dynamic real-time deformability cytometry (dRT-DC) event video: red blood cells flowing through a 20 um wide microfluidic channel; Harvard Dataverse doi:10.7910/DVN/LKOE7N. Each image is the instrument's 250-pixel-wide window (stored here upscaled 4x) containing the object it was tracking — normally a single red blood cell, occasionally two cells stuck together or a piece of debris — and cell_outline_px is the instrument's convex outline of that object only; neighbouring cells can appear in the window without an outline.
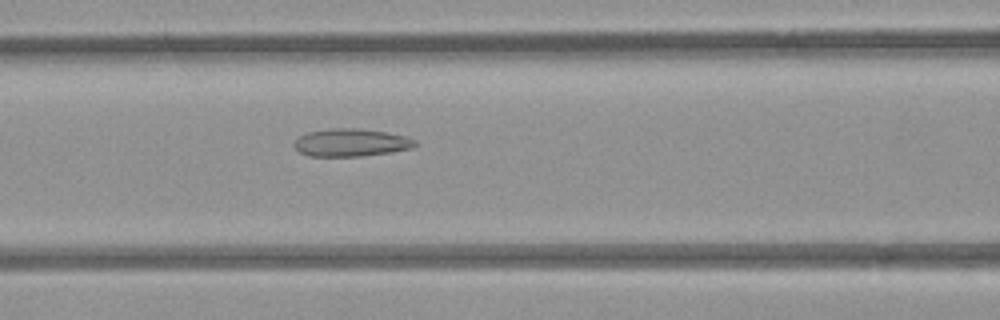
{"species": "common noctule bat (a hibernating species)", "species_latin": "Nyctalus noctula", "temperature_condition": "room temperature", "stored_images_in_passage": 41, "camera_frame_rate_fps": 3000, "um_per_image_px": 0.085, "animal": {"sex": "female", "body_mass_g": 21.9}, "frame": {"image": 1, "passage_image": 11, "time_ms": 3.333, "image_size_px": [1000, 320], "cell_outline_px": [[420, 144], [412, 148], [392, 152], [360, 156], [308, 156], [300, 152], [292, 144], [300, 136], [308, 132], [332, 128], [356, 128], [384, 132], [404, 136], [416, 140]], "centroid_in_image_um": [29.85, 12.12], "position_along_channel_um": 136.7, "area_um2": 19.48}}
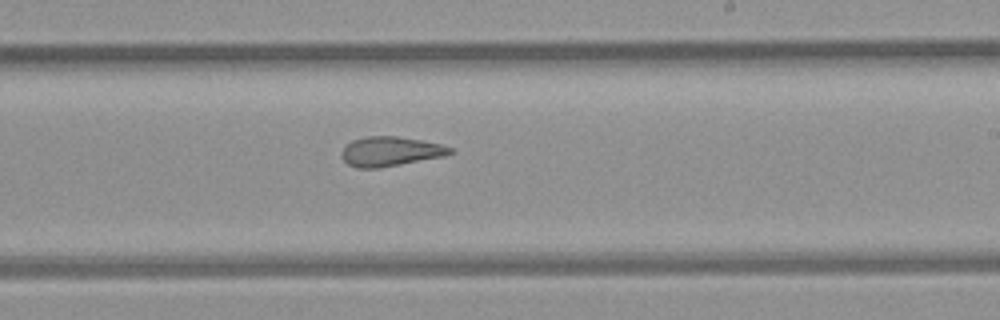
{"frame": {"image": 2, "passage_image": 20, "time_ms": 6.333, "image_size_px": [1000, 320], "cell_outline_px": [[456, 152], [444, 156], [380, 168], [356, 168], [348, 164], [340, 156], [340, 152], [352, 140], [364, 136], [396, 136], [420, 140], [440, 144], [456, 148]], "centroid_in_image_um": [33.2, 12.87], "position_along_channel_um": 255.8, "area_um2": 18.84}}
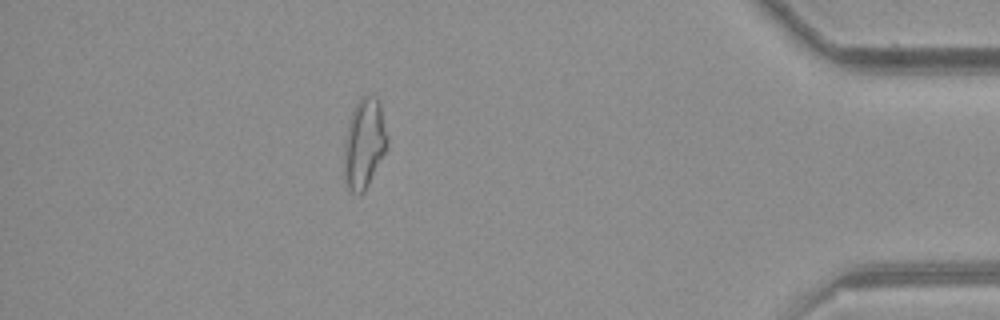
{"frame": {"image": 3, "passage_image": 35, "time_ms": 11.333, "image_size_px": [1000, 320], "cell_outline_px": [[388, 148], [364, 192], [360, 196], [356, 196], [348, 188], [344, 172], [344, 140], [348, 124], [352, 112], [356, 104], [364, 96], [376, 96], [380, 104], [388, 140]], "centroid_in_image_um": [30.96, 12.24], "position_along_channel_um": 404.2, "area_um2": 22.66}, "authors_computed_cell_mechanics": {"area_um2": 20.1722, "velocity_mm_per_s": 3.9777, "shape_relaxation_time_tau1_ms": null, "shape_relaxation_time_tau2_ms": 1.8971, "deformation_change_tau1": null, "deformation_change_tau2": 0.0967}}